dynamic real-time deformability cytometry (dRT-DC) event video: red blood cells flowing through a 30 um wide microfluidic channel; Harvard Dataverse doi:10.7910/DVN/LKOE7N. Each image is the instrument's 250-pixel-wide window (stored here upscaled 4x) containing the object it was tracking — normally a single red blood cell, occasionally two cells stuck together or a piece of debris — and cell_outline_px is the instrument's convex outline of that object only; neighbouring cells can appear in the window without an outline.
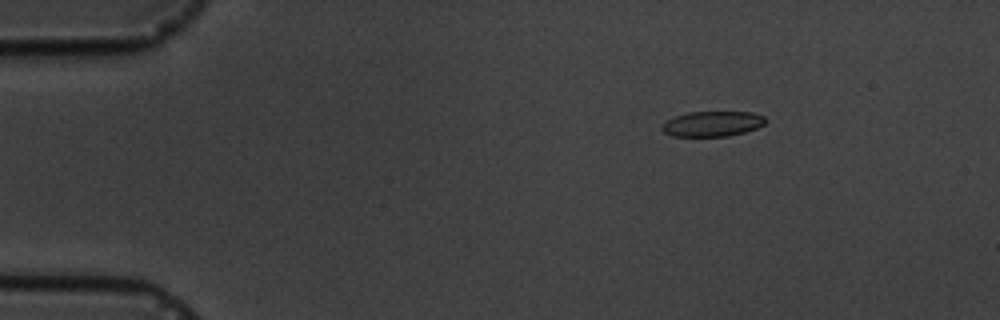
{"species": "common noctule bat (a hibernating species)", "species_latin": "Nyctalus noctula", "temperature_condition": "cold", "stored_images_in_passage": 4, "camera_frame_rate_fps": 3000, "um_per_image_px": 0.085, "animal": {"sex": "male", "body_mass_g": 19.5, "forearm_length_mm": 54.6}, "frame": {"image": 1, "passage_image": 1, "time_ms": 0.0, "image_size_px": [1000, 320], "cell_outline_px": [[768, 120], [764, 124], [756, 128], [744, 132], [728, 136], [672, 136], [664, 132], [660, 128], [668, 120], [676, 116], [688, 112], [752, 112], [764, 116]], "centroid_in_image_um": [60.58, 10.52], "position_along_channel_um": 24.4, "area_um2": 15.14}}
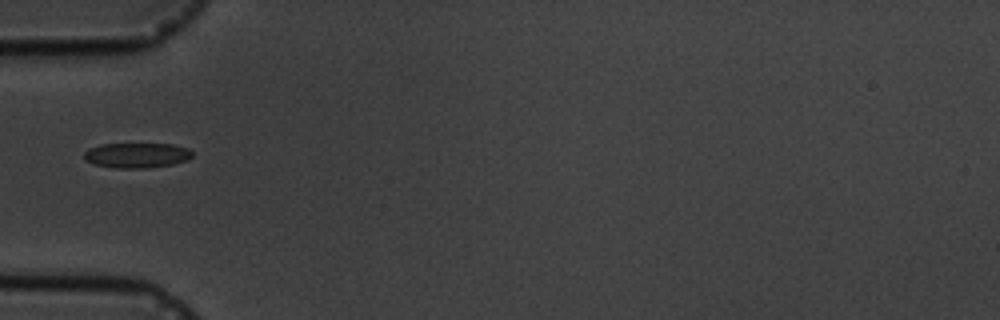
{"frame": {"image": 2, "passage_image": 3, "time_ms": 3.333, "image_size_px": [1000, 320], "cell_outline_px": [[192, 156], [188, 160], [172, 164], [144, 168], [116, 168], [92, 164], [84, 160], [84, 152], [88, 148], [100, 144], [172, 144], [188, 148], [192, 152]], "centroid_in_image_um": [11.59, 13.2], "position_along_channel_um": 73.4, "area_um2": 15.9}}
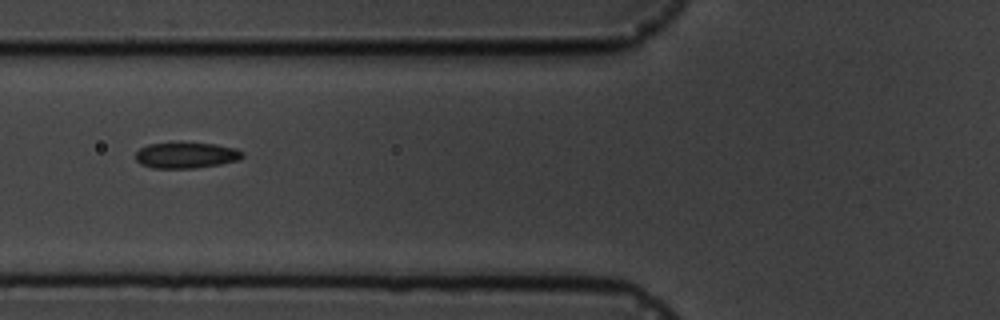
{"frame": {"image": 3, "passage_image": 4, "time_ms": 4.333, "image_size_px": [1000, 320], "cell_outline_px": [[244, 156], [240, 160], [220, 164], [196, 168], [152, 168], [140, 164], [136, 160], [136, 152], [140, 148], [148, 144], [216, 144], [236, 148], [244, 152]], "centroid_in_image_um": [15.85, 13.22], "position_along_channel_um": 109.9, "area_um2": 15.95}}